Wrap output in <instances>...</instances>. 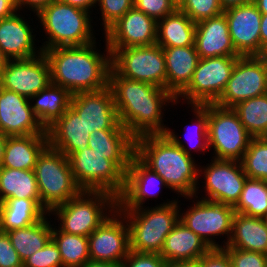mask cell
I'll return each instance as SVG.
<instances>
[{"label": "cell", "mask_w": 267, "mask_h": 267, "mask_svg": "<svg viewBox=\"0 0 267 267\" xmlns=\"http://www.w3.org/2000/svg\"><path fill=\"white\" fill-rule=\"evenodd\" d=\"M267 55L240 56L227 85L214 103L223 108H233L247 99L266 94Z\"/></svg>", "instance_id": "cell-13"}, {"label": "cell", "mask_w": 267, "mask_h": 267, "mask_svg": "<svg viewBox=\"0 0 267 267\" xmlns=\"http://www.w3.org/2000/svg\"><path fill=\"white\" fill-rule=\"evenodd\" d=\"M235 213L256 218L267 215V181L247 178L237 204Z\"/></svg>", "instance_id": "cell-37"}, {"label": "cell", "mask_w": 267, "mask_h": 267, "mask_svg": "<svg viewBox=\"0 0 267 267\" xmlns=\"http://www.w3.org/2000/svg\"><path fill=\"white\" fill-rule=\"evenodd\" d=\"M251 139L232 108L208 104V145L214 151L212 158L241 161Z\"/></svg>", "instance_id": "cell-10"}, {"label": "cell", "mask_w": 267, "mask_h": 267, "mask_svg": "<svg viewBox=\"0 0 267 267\" xmlns=\"http://www.w3.org/2000/svg\"><path fill=\"white\" fill-rule=\"evenodd\" d=\"M166 90L175 98L189 85L200 57L195 46L163 48Z\"/></svg>", "instance_id": "cell-26"}, {"label": "cell", "mask_w": 267, "mask_h": 267, "mask_svg": "<svg viewBox=\"0 0 267 267\" xmlns=\"http://www.w3.org/2000/svg\"><path fill=\"white\" fill-rule=\"evenodd\" d=\"M179 202L178 199H167L154 207L118 209L129 225L130 250L160 254L165 238L179 222Z\"/></svg>", "instance_id": "cell-5"}, {"label": "cell", "mask_w": 267, "mask_h": 267, "mask_svg": "<svg viewBox=\"0 0 267 267\" xmlns=\"http://www.w3.org/2000/svg\"><path fill=\"white\" fill-rule=\"evenodd\" d=\"M224 248H237L267 255V223L265 219L235 213L232 235Z\"/></svg>", "instance_id": "cell-29"}, {"label": "cell", "mask_w": 267, "mask_h": 267, "mask_svg": "<svg viewBox=\"0 0 267 267\" xmlns=\"http://www.w3.org/2000/svg\"><path fill=\"white\" fill-rule=\"evenodd\" d=\"M240 162L248 178L267 181V143L260 137H252Z\"/></svg>", "instance_id": "cell-39"}, {"label": "cell", "mask_w": 267, "mask_h": 267, "mask_svg": "<svg viewBox=\"0 0 267 267\" xmlns=\"http://www.w3.org/2000/svg\"><path fill=\"white\" fill-rule=\"evenodd\" d=\"M196 23L178 8L157 21L156 44L162 48L194 46Z\"/></svg>", "instance_id": "cell-31"}, {"label": "cell", "mask_w": 267, "mask_h": 267, "mask_svg": "<svg viewBox=\"0 0 267 267\" xmlns=\"http://www.w3.org/2000/svg\"><path fill=\"white\" fill-rule=\"evenodd\" d=\"M164 267H198L197 262H171L166 261Z\"/></svg>", "instance_id": "cell-54"}, {"label": "cell", "mask_w": 267, "mask_h": 267, "mask_svg": "<svg viewBox=\"0 0 267 267\" xmlns=\"http://www.w3.org/2000/svg\"><path fill=\"white\" fill-rule=\"evenodd\" d=\"M203 174V175H202ZM204 176V177H203ZM205 180L200 199L235 206L240 198L247 175L240 161L211 159L210 164L198 166V179Z\"/></svg>", "instance_id": "cell-14"}, {"label": "cell", "mask_w": 267, "mask_h": 267, "mask_svg": "<svg viewBox=\"0 0 267 267\" xmlns=\"http://www.w3.org/2000/svg\"><path fill=\"white\" fill-rule=\"evenodd\" d=\"M51 219L48 213L35 224L6 232L22 261L42 249L52 238Z\"/></svg>", "instance_id": "cell-33"}, {"label": "cell", "mask_w": 267, "mask_h": 267, "mask_svg": "<svg viewBox=\"0 0 267 267\" xmlns=\"http://www.w3.org/2000/svg\"><path fill=\"white\" fill-rule=\"evenodd\" d=\"M210 248L192 230L178 222L165 238L160 256L171 262H197Z\"/></svg>", "instance_id": "cell-27"}, {"label": "cell", "mask_w": 267, "mask_h": 267, "mask_svg": "<svg viewBox=\"0 0 267 267\" xmlns=\"http://www.w3.org/2000/svg\"><path fill=\"white\" fill-rule=\"evenodd\" d=\"M187 107H191V111L193 112V116L196 119L191 127L186 125V130L190 127L185 136V142L182 141L181 136L176 134L174 130L167 128L166 135L188 155L193 156V151L196 153H200L204 155L206 152L209 153V145H208V104L204 105H188ZM188 126V127H187ZM191 129V130H190ZM187 138V139H186ZM194 140V141H193ZM185 143H187L185 145ZM189 145V147H188ZM191 149V150H190ZM193 150V151H192Z\"/></svg>", "instance_id": "cell-34"}, {"label": "cell", "mask_w": 267, "mask_h": 267, "mask_svg": "<svg viewBox=\"0 0 267 267\" xmlns=\"http://www.w3.org/2000/svg\"><path fill=\"white\" fill-rule=\"evenodd\" d=\"M261 14H267V0H254L253 2Z\"/></svg>", "instance_id": "cell-56"}, {"label": "cell", "mask_w": 267, "mask_h": 267, "mask_svg": "<svg viewBox=\"0 0 267 267\" xmlns=\"http://www.w3.org/2000/svg\"><path fill=\"white\" fill-rule=\"evenodd\" d=\"M8 198L40 199L34 170L0 167V203Z\"/></svg>", "instance_id": "cell-35"}, {"label": "cell", "mask_w": 267, "mask_h": 267, "mask_svg": "<svg viewBox=\"0 0 267 267\" xmlns=\"http://www.w3.org/2000/svg\"><path fill=\"white\" fill-rule=\"evenodd\" d=\"M0 267H23V261L4 231H0Z\"/></svg>", "instance_id": "cell-46"}, {"label": "cell", "mask_w": 267, "mask_h": 267, "mask_svg": "<svg viewBox=\"0 0 267 267\" xmlns=\"http://www.w3.org/2000/svg\"><path fill=\"white\" fill-rule=\"evenodd\" d=\"M71 6L86 10L92 14L93 8L97 10V2L98 0H59ZM92 10V11H91Z\"/></svg>", "instance_id": "cell-50"}, {"label": "cell", "mask_w": 267, "mask_h": 267, "mask_svg": "<svg viewBox=\"0 0 267 267\" xmlns=\"http://www.w3.org/2000/svg\"><path fill=\"white\" fill-rule=\"evenodd\" d=\"M197 264L198 267H231L229 256L223 249H210Z\"/></svg>", "instance_id": "cell-47"}, {"label": "cell", "mask_w": 267, "mask_h": 267, "mask_svg": "<svg viewBox=\"0 0 267 267\" xmlns=\"http://www.w3.org/2000/svg\"><path fill=\"white\" fill-rule=\"evenodd\" d=\"M117 209V198L106 191L82 190L76 197L55 207L54 215L61 231L88 237Z\"/></svg>", "instance_id": "cell-6"}, {"label": "cell", "mask_w": 267, "mask_h": 267, "mask_svg": "<svg viewBox=\"0 0 267 267\" xmlns=\"http://www.w3.org/2000/svg\"><path fill=\"white\" fill-rule=\"evenodd\" d=\"M96 41L83 46L56 47L44 50L50 65L51 83L71 94L95 92L108 87L111 52L105 40L101 53ZM98 51V52H97Z\"/></svg>", "instance_id": "cell-2"}, {"label": "cell", "mask_w": 267, "mask_h": 267, "mask_svg": "<svg viewBox=\"0 0 267 267\" xmlns=\"http://www.w3.org/2000/svg\"><path fill=\"white\" fill-rule=\"evenodd\" d=\"M46 132L49 146L67 157L75 151H83L89 147L90 131L71 106L46 129Z\"/></svg>", "instance_id": "cell-24"}, {"label": "cell", "mask_w": 267, "mask_h": 267, "mask_svg": "<svg viewBox=\"0 0 267 267\" xmlns=\"http://www.w3.org/2000/svg\"><path fill=\"white\" fill-rule=\"evenodd\" d=\"M135 155L156 172L179 198L200 194L198 164L166 134H147L135 138ZM180 195V196H179Z\"/></svg>", "instance_id": "cell-3"}, {"label": "cell", "mask_w": 267, "mask_h": 267, "mask_svg": "<svg viewBox=\"0 0 267 267\" xmlns=\"http://www.w3.org/2000/svg\"><path fill=\"white\" fill-rule=\"evenodd\" d=\"M46 39L42 52L56 47L83 46L96 41L91 13L55 0L35 14ZM92 21V22H91Z\"/></svg>", "instance_id": "cell-4"}, {"label": "cell", "mask_w": 267, "mask_h": 267, "mask_svg": "<svg viewBox=\"0 0 267 267\" xmlns=\"http://www.w3.org/2000/svg\"><path fill=\"white\" fill-rule=\"evenodd\" d=\"M17 10V0H0V19L10 17Z\"/></svg>", "instance_id": "cell-49"}, {"label": "cell", "mask_w": 267, "mask_h": 267, "mask_svg": "<svg viewBox=\"0 0 267 267\" xmlns=\"http://www.w3.org/2000/svg\"><path fill=\"white\" fill-rule=\"evenodd\" d=\"M184 198L193 199V204L192 206L190 204L185 212L184 210L181 211L180 204L179 221L197 234L210 249L226 247L232 235L233 217L235 215L233 206L200 199V196L194 195ZM223 235L227 239H224L226 241L222 246L219 241L216 242L215 238L217 236L225 237Z\"/></svg>", "instance_id": "cell-8"}, {"label": "cell", "mask_w": 267, "mask_h": 267, "mask_svg": "<svg viewBox=\"0 0 267 267\" xmlns=\"http://www.w3.org/2000/svg\"><path fill=\"white\" fill-rule=\"evenodd\" d=\"M52 239L62 258V267H83L90 261L88 237L68 234L52 225Z\"/></svg>", "instance_id": "cell-36"}, {"label": "cell", "mask_w": 267, "mask_h": 267, "mask_svg": "<svg viewBox=\"0 0 267 267\" xmlns=\"http://www.w3.org/2000/svg\"><path fill=\"white\" fill-rule=\"evenodd\" d=\"M23 267H62L61 253L51 238L47 244L23 261Z\"/></svg>", "instance_id": "cell-42"}, {"label": "cell", "mask_w": 267, "mask_h": 267, "mask_svg": "<svg viewBox=\"0 0 267 267\" xmlns=\"http://www.w3.org/2000/svg\"><path fill=\"white\" fill-rule=\"evenodd\" d=\"M54 1L55 0H17V10L23 11L26 8L34 12V14H37L41 9Z\"/></svg>", "instance_id": "cell-48"}, {"label": "cell", "mask_w": 267, "mask_h": 267, "mask_svg": "<svg viewBox=\"0 0 267 267\" xmlns=\"http://www.w3.org/2000/svg\"><path fill=\"white\" fill-rule=\"evenodd\" d=\"M97 7L101 11V24L104 33L124 16L132 7L134 0H98Z\"/></svg>", "instance_id": "cell-41"}, {"label": "cell", "mask_w": 267, "mask_h": 267, "mask_svg": "<svg viewBox=\"0 0 267 267\" xmlns=\"http://www.w3.org/2000/svg\"><path fill=\"white\" fill-rule=\"evenodd\" d=\"M89 148L108 155L125 174L130 160L135 154V138L127 129L95 130L88 139Z\"/></svg>", "instance_id": "cell-25"}, {"label": "cell", "mask_w": 267, "mask_h": 267, "mask_svg": "<svg viewBox=\"0 0 267 267\" xmlns=\"http://www.w3.org/2000/svg\"><path fill=\"white\" fill-rule=\"evenodd\" d=\"M0 83L2 88L30 99L51 83L46 56L42 52L28 59L8 60Z\"/></svg>", "instance_id": "cell-16"}, {"label": "cell", "mask_w": 267, "mask_h": 267, "mask_svg": "<svg viewBox=\"0 0 267 267\" xmlns=\"http://www.w3.org/2000/svg\"><path fill=\"white\" fill-rule=\"evenodd\" d=\"M7 137L5 134L0 132V167L3 162V155H4V147L7 140Z\"/></svg>", "instance_id": "cell-55"}, {"label": "cell", "mask_w": 267, "mask_h": 267, "mask_svg": "<svg viewBox=\"0 0 267 267\" xmlns=\"http://www.w3.org/2000/svg\"><path fill=\"white\" fill-rule=\"evenodd\" d=\"M0 132L6 136L47 134L28 98L1 87Z\"/></svg>", "instance_id": "cell-21"}, {"label": "cell", "mask_w": 267, "mask_h": 267, "mask_svg": "<svg viewBox=\"0 0 267 267\" xmlns=\"http://www.w3.org/2000/svg\"><path fill=\"white\" fill-rule=\"evenodd\" d=\"M83 267H122V265L118 263H110V262L89 261Z\"/></svg>", "instance_id": "cell-53"}, {"label": "cell", "mask_w": 267, "mask_h": 267, "mask_svg": "<svg viewBox=\"0 0 267 267\" xmlns=\"http://www.w3.org/2000/svg\"><path fill=\"white\" fill-rule=\"evenodd\" d=\"M111 55L119 48L156 44L157 21L132 7L103 33Z\"/></svg>", "instance_id": "cell-17"}, {"label": "cell", "mask_w": 267, "mask_h": 267, "mask_svg": "<svg viewBox=\"0 0 267 267\" xmlns=\"http://www.w3.org/2000/svg\"><path fill=\"white\" fill-rule=\"evenodd\" d=\"M166 261L158 253H138L130 251L122 267H164Z\"/></svg>", "instance_id": "cell-45"}, {"label": "cell", "mask_w": 267, "mask_h": 267, "mask_svg": "<svg viewBox=\"0 0 267 267\" xmlns=\"http://www.w3.org/2000/svg\"><path fill=\"white\" fill-rule=\"evenodd\" d=\"M48 212L41 199L8 198L0 203V231L28 227L42 220Z\"/></svg>", "instance_id": "cell-30"}, {"label": "cell", "mask_w": 267, "mask_h": 267, "mask_svg": "<svg viewBox=\"0 0 267 267\" xmlns=\"http://www.w3.org/2000/svg\"><path fill=\"white\" fill-rule=\"evenodd\" d=\"M232 109L252 137H260L267 130V94L242 101Z\"/></svg>", "instance_id": "cell-38"}, {"label": "cell", "mask_w": 267, "mask_h": 267, "mask_svg": "<svg viewBox=\"0 0 267 267\" xmlns=\"http://www.w3.org/2000/svg\"><path fill=\"white\" fill-rule=\"evenodd\" d=\"M229 256L231 267H267V255L237 248H222Z\"/></svg>", "instance_id": "cell-44"}, {"label": "cell", "mask_w": 267, "mask_h": 267, "mask_svg": "<svg viewBox=\"0 0 267 267\" xmlns=\"http://www.w3.org/2000/svg\"><path fill=\"white\" fill-rule=\"evenodd\" d=\"M220 6L223 10H226L231 7L241 6L253 3L254 0H219Z\"/></svg>", "instance_id": "cell-52"}, {"label": "cell", "mask_w": 267, "mask_h": 267, "mask_svg": "<svg viewBox=\"0 0 267 267\" xmlns=\"http://www.w3.org/2000/svg\"><path fill=\"white\" fill-rule=\"evenodd\" d=\"M70 106L82 118L90 134L95 130L126 129L120 122L112 90L72 94Z\"/></svg>", "instance_id": "cell-18"}, {"label": "cell", "mask_w": 267, "mask_h": 267, "mask_svg": "<svg viewBox=\"0 0 267 267\" xmlns=\"http://www.w3.org/2000/svg\"><path fill=\"white\" fill-rule=\"evenodd\" d=\"M235 50L241 56H261L262 14L254 3L231 7L223 12Z\"/></svg>", "instance_id": "cell-19"}, {"label": "cell", "mask_w": 267, "mask_h": 267, "mask_svg": "<svg viewBox=\"0 0 267 267\" xmlns=\"http://www.w3.org/2000/svg\"><path fill=\"white\" fill-rule=\"evenodd\" d=\"M194 46L200 58L241 56L233 45L224 13L196 23Z\"/></svg>", "instance_id": "cell-23"}, {"label": "cell", "mask_w": 267, "mask_h": 267, "mask_svg": "<svg viewBox=\"0 0 267 267\" xmlns=\"http://www.w3.org/2000/svg\"><path fill=\"white\" fill-rule=\"evenodd\" d=\"M260 138L267 143V130L260 136Z\"/></svg>", "instance_id": "cell-58"}, {"label": "cell", "mask_w": 267, "mask_h": 267, "mask_svg": "<svg viewBox=\"0 0 267 267\" xmlns=\"http://www.w3.org/2000/svg\"><path fill=\"white\" fill-rule=\"evenodd\" d=\"M34 173L41 205L48 213L82 191L74 180L68 157L49 145L39 155Z\"/></svg>", "instance_id": "cell-7"}, {"label": "cell", "mask_w": 267, "mask_h": 267, "mask_svg": "<svg viewBox=\"0 0 267 267\" xmlns=\"http://www.w3.org/2000/svg\"><path fill=\"white\" fill-rule=\"evenodd\" d=\"M20 13L18 10L10 17L0 19V50L8 60L28 59L42 53L34 42L35 29Z\"/></svg>", "instance_id": "cell-22"}, {"label": "cell", "mask_w": 267, "mask_h": 267, "mask_svg": "<svg viewBox=\"0 0 267 267\" xmlns=\"http://www.w3.org/2000/svg\"><path fill=\"white\" fill-rule=\"evenodd\" d=\"M261 56L267 55V14H262L260 25Z\"/></svg>", "instance_id": "cell-51"}, {"label": "cell", "mask_w": 267, "mask_h": 267, "mask_svg": "<svg viewBox=\"0 0 267 267\" xmlns=\"http://www.w3.org/2000/svg\"><path fill=\"white\" fill-rule=\"evenodd\" d=\"M108 87L112 90L119 122L134 138L166 133L164 108L177 104L169 91L121 76L112 66Z\"/></svg>", "instance_id": "cell-1"}, {"label": "cell", "mask_w": 267, "mask_h": 267, "mask_svg": "<svg viewBox=\"0 0 267 267\" xmlns=\"http://www.w3.org/2000/svg\"><path fill=\"white\" fill-rule=\"evenodd\" d=\"M162 187L168 188L165 181L134 154L126 172L124 191L117 198V209L141 208L149 197L158 198Z\"/></svg>", "instance_id": "cell-20"}, {"label": "cell", "mask_w": 267, "mask_h": 267, "mask_svg": "<svg viewBox=\"0 0 267 267\" xmlns=\"http://www.w3.org/2000/svg\"><path fill=\"white\" fill-rule=\"evenodd\" d=\"M111 66L121 75L166 89V64L158 44L119 48L111 55Z\"/></svg>", "instance_id": "cell-12"}, {"label": "cell", "mask_w": 267, "mask_h": 267, "mask_svg": "<svg viewBox=\"0 0 267 267\" xmlns=\"http://www.w3.org/2000/svg\"><path fill=\"white\" fill-rule=\"evenodd\" d=\"M48 145L47 134L9 136L1 167L34 170L39 155Z\"/></svg>", "instance_id": "cell-28"}, {"label": "cell", "mask_w": 267, "mask_h": 267, "mask_svg": "<svg viewBox=\"0 0 267 267\" xmlns=\"http://www.w3.org/2000/svg\"><path fill=\"white\" fill-rule=\"evenodd\" d=\"M239 57L200 58L189 85L176 97V103L214 104L223 93Z\"/></svg>", "instance_id": "cell-11"}, {"label": "cell", "mask_w": 267, "mask_h": 267, "mask_svg": "<svg viewBox=\"0 0 267 267\" xmlns=\"http://www.w3.org/2000/svg\"><path fill=\"white\" fill-rule=\"evenodd\" d=\"M68 160L74 180L82 190L106 191L116 198L123 193L126 174L108 155L88 147L70 154Z\"/></svg>", "instance_id": "cell-9"}, {"label": "cell", "mask_w": 267, "mask_h": 267, "mask_svg": "<svg viewBox=\"0 0 267 267\" xmlns=\"http://www.w3.org/2000/svg\"><path fill=\"white\" fill-rule=\"evenodd\" d=\"M134 7L156 21L178 8L177 0H134Z\"/></svg>", "instance_id": "cell-43"}, {"label": "cell", "mask_w": 267, "mask_h": 267, "mask_svg": "<svg viewBox=\"0 0 267 267\" xmlns=\"http://www.w3.org/2000/svg\"><path fill=\"white\" fill-rule=\"evenodd\" d=\"M90 261L121 264L129 254L130 230L125 216L116 209L89 236Z\"/></svg>", "instance_id": "cell-15"}, {"label": "cell", "mask_w": 267, "mask_h": 267, "mask_svg": "<svg viewBox=\"0 0 267 267\" xmlns=\"http://www.w3.org/2000/svg\"><path fill=\"white\" fill-rule=\"evenodd\" d=\"M178 9L185 13L194 23L224 12L219 0H177Z\"/></svg>", "instance_id": "cell-40"}, {"label": "cell", "mask_w": 267, "mask_h": 267, "mask_svg": "<svg viewBox=\"0 0 267 267\" xmlns=\"http://www.w3.org/2000/svg\"><path fill=\"white\" fill-rule=\"evenodd\" d=\"M7 61L8 59L3 55L2 51L0 50V80Z\"/></svg>", "instance_id": "cell-57"}, {"label": "cell", "mask_w": 267, "mask_h": 267, "mask_svg": "<svg viewBox=\"0 0 267 267\" xmlns=\"http://www.w3.org/2000/svg\"><path fill=\"white\" fill-rule=\"evenodd\" d=\"M71 98L72 94L66 88L50 83L29 101L35 116L47 129L70 107Z\"/></svg>", "instance_id": "cell-32"}]
</instances>
